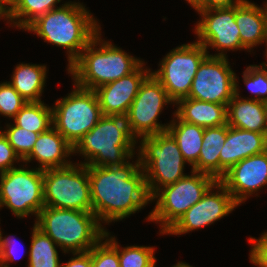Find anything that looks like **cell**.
Masks as SVG:
<instances>
[{
  "label": "cell",
  "mask_w": 267,
  "mask_h": 267,
  "mask_svg": "<svg viewBox=\"0 0 267 267\" xmlns=\"http://www.w3.org/2000/svg\"><path fill=\"white\" fill-rule=\"evenodd\" d=\"M93 213L98 222L123 220L151 201L138 156L135 164L88 166Z\"/></svg>",
  "instance_id": "obj_1"
},
{
  "label": "cell",
  "mask_w": 267,
  "mask_h": 267,
  "mask_svg": "<svg viewBox=\"0 0 267 267\" xmlns=\"http://www.w3.org/2000/svg\"><path fill=\"white\" fill-rule=\"evenodd\" d=\"M66 2L33 21L25 30L67 50L68 67L100 32L99 23L79 2Z\"/></svg>",
  "instance_id": "obj_2"
},
{
  "label": "cell",
  "mask_w": 267,
  "mask_h": 267,
  "mask_svg": "<svg viewBox=\"0 0 267 267\" xmlns=\"http://www.w3.org/2000/svg\"><path fill=\"white\" fill-rule=\"evenodd\" d=\"M100 35L99 32L67 69L74 85L80 88L95 90L131 74L143 63Z\"/></svg>",
  "instance_id": "obj_3"
},
{
  "label": "cell",
  "mask_w": 267,
  "mask_h": 267,
  "mask_svg": "<svg viewBox=\"0 0 267 267\" xmlns=\"http://www.w3.org/2000/svg\"><path fill=\"white\" fill-rule=\"evenodd\" d=\"M136 142L126 117L103 116L73 147V154L80 152L86 166H122L134 156Z\"/></svg>",
  "instance_id": "obj_4"
},
{
  "label": "cell",
  "mask_w": 267,
  "mask_h": 267,
  "mask_svg": "<svg viewBox=\"0 0 267 267\" xmlns=\"http://www.w3.org/2000/svg\"><path fill=\"white\" fill-rule=\"evenodd\" d=\"M35 225L64 253L72 254L88 252L106 232L93 212L48 206L40 210Z\"/></svg>",
  "instance_id": "obj_5"
},
{
  "label": "cell",
  "mask_w": 267,
  "mask_h": 267,
  "mask_svg": "<svg viewBox=\"0 0 267 267\" xmlns=\"http://www.w3.org/2000/svg\"><path fill=\"white\" fill-rule=\"evenodd\" d=\"M139 158L144 170L146 186L150 197L159 189L173 184L186 176L183 173L188 163L172 135L168 132L141 138Z\"/></svg>",
  "instance_id": "obj_6"
},
{
  "label": "cell",
  "mask_w": 267,
  "mask_h": 267,
  "mask_svg": "<svg viewBox=\"0 0 267 267\" xmlns=\"http://www.w3.org/2000/svg\"><path fill=\"white\" fill-rule=\"evenodd\" d=\"M216 182L211 175L191 170V175L159 189L151 197V201L157 198L156 206L146 220L159 222L160 234H165Z\"/></svg>",
  "instance_id": "obj_7"
},
{
  "label": "cell",
  "mask_w": 267,
  "mask_h": 267,
  "mask_svg": "<svg viewBox=\"0 0 267 267\" xmlns=\"http://www.w3.org/2000/svg\"><path fill=\"white\" fill-rule=\"evenodd\" d=\"M74 164L43 170L44 205L93 212L88 166Z\"/></svg>",
  "instance_id": "obj_8"
},
{
  "label": "cell",
  "mask_w": 267,
  "mask_h": 267,
  "mask_svg": "<svg viewBox=\"0 0 267 267\" xmlns=\"http://www.w3.org/2000/svg\"><path fill=\"white\" fill-rule=\"evenodd\" d=\"M74 86L68 96L56 100L52 107L53 127L72 147L103 117L96 92Z\"/></svg>",
  "instance_id": "obj_9"
},
{
  "label": "cell",
  "mask_w": 267,
  "mask_h": 267,
  "mask_svg": "<svg viewBox=\"0 0 267 267\" xmlns=\"http://www.w3.org/2000/svg\"><path fill=\"white\" fill-rule=\"evenodd\" d=\"M6 206L18 218L34 214L44 205L43 170L16 167L0 173V208Z\"/></svg>",
  "instance_id": "obj_10"
},
{
  "label": "cell",
  "mask_w": 267,
  "mask_h": 267,
  "mask_svg": "<svg viewBox=\"0 0 267 267\" xmlns=\"http://www.w3.org/2000/svg\"><path fill=\"white\" fill-rule=\"evenodd\" d=\"M208 52L197 42L182 44L162 59L160 69L151 72L174 103L188 97L194 76Z\"/></svg>",
  "instance_id": "obj_11"
},
{
  "label": "cell",
  "mask_w": 267,
  "mask_h": 267,
  "mask_svg": "<svg viewBox=\"0 0 267 267\" xmlns=\"http://www.w3.org/2000/svg\"><path fill=\"white\" fill-rule=\"evenodd\" d=\"M174 103L161 83L151 73L141 84L139 92L126 115L129 131L137 140L167 131L169 124H160L163 107Z\"/></svg>",
  "instance_id": "obj_12"
},
{
  "label": "cell",
  "mask_w": 267,
  "mask_h": 267,
  "mask_svg": "<svg viewBox=\"0 0 267 267\" xmlns=\"http://www.w3.org/2000/svg\"><path fill=\"white\" fill-rule=\"evenodd\" d=\"M235 76L227 57L207 56L199 65L187 98L227 106L235 95Z\"/></svg>",
  "instance_id": "obj_13"
},
{
  "label": "cell",
  "mask_w": 267,
  "mask_h": 267,
  "mask_svg": "<svg viewBox=\"0 0 267 267\" xmlns=\"http://www.w3.org/2000/svg\"><path fill=\"white\" fill-rule=\"evenodd\" d=\"M196 11L202 16L194 29L198 36L196 42L202 44L206 50L211 47L221 51L214 55L208 53V56L226 57V50H247L241 44L239 28L235 21V5Z\"/></svg>",
  "instance_id": "obj_14"
},
{
  "label": "cell",
  "mask_w": 267,
  "mask_h": 267,
  "mask_svg": "<svg viewBox=\"0 0 267 267\" xmlns=\"http://www.w3.org/2000/svg\"><path fill=\"white\" fill-rule=\"evenodd\" d=\"M215 188L219 191L216 190V192ZM237 206L239 205L225 186L217 181L207 190L202 199L191 206L165 234L181 235L209 226L230 214Z\"/></svg>",
  "instance_id": "obj_15"
},
{
  "label": "cell",
  "mask_w": 267,
  "mask_h": 267,
  "mask_svg": "<svg viewBox=\"0 0 267 267\" xmlns=\"http://www.w3.org/2000/svg\"><path fill=\"white\" fill-rule=\"evenodd\" d=\"M238 205L267 185V150L241 160L219 180Z\"/></svg>",
  "instance_id": "obj_16"
},
{
  "label": "cell",
  "mask_w": 267,
  "mask_h": 267,
  "mask_svg": "<svg viewBox=\"0 0 267 267\" xmlns=\"http://www.w3.org/2000/svg\"><path fill=\"white\" fill-rule=\"evenodd\" d=\"M144 62L131 74L95 89L103 116L126 117L141 84L151 74Z\"/></svg>",
  "instance_id": "obj_17"
},
{
  "label": "cell",
  "mask_w": 267,
  "mask_h": 267,
  "mask_svg": "<svg viewBox=\"0 0 267 267\" xmlns=\"http://www.w3.org/2000/svg\"><path fill=\"white\" fill-rule=\"evenodd\" d=\"M266 150L265 133L247 131L227 125V139L220 151V179L236 163Z\"/></svg>",
  "instance_id": "obj_18"
},
{
  "label": "cell",
  "mask_w": 267,
  "mask_h": 267,
  "mask_svg": "<svg viewBox=\"0 0 267 267\" xmlns=\"http://www.w3.org/2000/svg\"><path fill=\"white\" fill-rule=\"evenodd\" d=\"M71 154L73 147L52 126L38 135L34 148L23 163L28 164L35 159L40 164L37 168L41 170L64 168L72 164V161L66 159Z\"/></svg>",
  "instance_id": "obj_19"
},
{
  "label": "cell",
  "mask_w": 267,
  "mask_h": 267,
  "mask_svg": "<svg viewBox=\"0 0 267 267\" xmlns=\"http://www.w3.org/2000/svg\"><path fill=\"white\" fill-rule=\"evenodd\" d=\"M237 76L235 95L227 105V125L247 131L265 133L267 128V103L240 96Z\"/></svg>",
  "instance_id": "obj_20"
},
{
  "label": "cell",
  "mask_w": 267,
  "mask_h": 267,
  "mask_svg": "<svg viewBox=\"0 0 267 267\" xmlns=\"http://www.w3.org/2000/svg\"><path fill=\"white\" fill-rule=\"evenodd\" d=\"M178 107L175 115L184 122H189L203 128L218 127L227 124V106L182 98L175 103Z\"/></svg>",
  "instance_id": "obj_21"
},
{
  "label": "cell",
  "mask_w": 267,
  "mask_h": 267,
  "mask_svg": "<svg viewBox=\"0 0 267 267\" xmlns=\"http://www.w3.org/2000/svg\"><path fill=\"white\" fill-rule=\"evenodd\" d=\"M265 7H259L248 0L235 5V21L240 32L241 44L249 51L256 45L264 44Z\"/></svg>",
  "instance_id": "obj_22"
},
{
  "label": "cell",
  "mask_w": 267,
  "mask_h": 267,
  "mask_svg": "<svg viewBox=\"0 0 267 267\" xmlns=\"http://www.w3.org/2000/svg\"><path fill=\"white\" fill-rule=\"evenodd\" d=\"M227 139V124L205 128L198 161L191 167L193 171L205 173L220 180V151Z\"/></svg>",
  "instance_id": "obj_23"
},
{
  "label": "cell",
  "mask_w": 267,
  "mask_h": 267,
  "mask_svg": "<svg viewBox=\"0 0 267 267\" xmlns=\"http://www.w3.org/2000/svg\"><path fill=\"white\" fill-rule=\"evenodd\" d=\"M46 71V65L21 63L14 69L12 82H8L27 102H41Z\"/></svg>",
  "instance_id": "obj_24"
},
{
  "label": "cell",
  "mask_w": 267,
  "mask_h": 267,
  "mask_svg": "<svg viewBox=\"0 0 267 267\" xmlns=\"http://www.w3.org/2000/svg\"><path fill=\"white\" fill-rule=\"evenodd\" d=\"M175 117L176 120L169 123L167 131L176 140L184 159L193 166L199 158L205 128L184 122L174 114Z\"/></svg>",
  "instance_id": "obj_25"
},
{
  "label": "cell",
  "mask_w": 267,
  "mask_h": 267,
  "mask_svg": "<svg viewBox=\"0 0 267 267\" xmlns=\"http://www.w3.org/2000/svg\"><path fill=\"white\" fill-rule=\"evenodd\" d=\"M60 2L61 0H16L8 8V23L25 30L37 18L56 9V4Z\"/></svg>",
  "instance_id": "obj_26"
},
{
  "label": "cell",
  "mask_w": 267,
  "mask_h": 267,
  "mask_svg": "<svg viewBox=\"0 0 267 267\" xmlns=\"http://www.w3.org/2000/svg\"><path fill=\"white\" fill-rule=\"evenodd\" d=\"M56 246V243L34 224L28 267H60Z\"/></svg>",
  "instance_id": "obj_27"
},
{
  "label": "cell",
  "mask_w": 267,
  "mask_h": 267,
  "mask_svg": "<svg viewBox=\"0 0 267 267\" xmlns=\"http://www.w3.org/2000/svg\"><path fill=\"white\" fill-rule=\"evenodd\" d=\"M14 125L41 134L53 126L52 108L44 102H28L13 118Z\"/></svg>",
  "instance_id": "obj_28"
},
{
  "label": "cell",
  "mask_w": 267,
  "mask_h": 267,
  "mask_svg": "<svg viewBox=\"0 0 267 267\" xmlns=\"http://www.w3.org/2000/svg\"><path fill=\"white\" fill-rule=\"evenodd\" d=\"M109 234L106 231L104 237L88 251L91 254L92 267H120L118 242Z\"/></svg>",
  "instance_id": "obj_29"
},
{
  "label": "cell",
  "mask_w": 267,
  "mask_h": 267,
  "mask_svg": "<svg viewBox=\"0 0 267 267\" xmlns=\"http://www.w3.org/2000/svg\"><path fill=\"white\" fill-rule=\"evenodd\" d=\"M119 247L118 245L120 267H156L154 247L136 245Z\"/></svg>",
  "instance_id": "obj_30"
},
{
  "label": "cell",
  "mask_w": 267,
  "mask_h": 267,
  "mask_svg": "<svg viewBox=\"0 0 267 267\" xmlns=\"http://www.w3.org/2000/svg\"><path fill=\"white\" fill-rule=\"evenodd\" d=\"M3 134L7 137L15 153L23 161L34 148L38 133L27 131L16 125L7 124Z\"/></svg>",
  "instance_id": "obj_31"
},
{
  "label": "cell",
  "mask_w": 267,
  "mask_h": 267,
  "mask_svg": "<svg viewBox=\"0 0 267 267\" xmlns=\"http://www.w3.org/2000/svg\"><path fill=\"white\" fill-rule=\"evenodd\" d=\"M267 64L261 66L250 65L243 72L244 84L255 97L247 99L259 100L267 103Z\"/></svg>",
  "instance_id": "obj_32"
},
{
  "label": "cell",
  "mask_w": 267,
  "mask_h": 267,
  "mask_svg": "<svg viewBox=\"0 0 267 267\" xmlns=\"http://www.w3.org/2000/svg\"><path fill=\"white\" fill-rule=\"evenodd\" d=\"M28 102L9 82L0 83V114L14 118Z\"/></svg>",
  "instance_id": "obj_33"
},
{
  "label": "cell",
  "mask_w": 267,
  "mask_h": 267,
  "mask_svg": "<svg viewBox=\"0 0 267 267\" xmlns=\"http://www.w3.org/2000/svg\"><path fill=\"white\" fill-rule=\"evenodd\" d=\"M22 161L15 153L7 137L0 131V173L16 168L14 162Z\"/></svg>",
  "instance_id": "obj_34"
},
{
  "label": "cell",
  "mask_w": 267,
  "mask_h": 267,
  "mask_svg": "<svg viewBox=\"0 0 267 267\" xmlns=\"http://www.w3.org/2000/svg\"><path fill=\"white\" fill-rule=\"evenodd\" d=\"M249 242L252 243L250 262L259 267H267V232H264L259 239L250 237Z\"/></svg>",
  "instance_id": "obj_35"
},
{
  "label": "cell",
  "mask_w": 267,
  "mask_h": 267,
  "mask_svg": "<svg viewBox=\"0 0 267 267\" xmlns=\"http://www.w3.org/2000/svg\"><path fill=\"white\" fill-rule=\"evenodd\" d=\"M14 241L17 242L16 239L12 237V235L8 237H3L2 231L0 230V262L4 263L8 267H9V262L11 261L13 262L16 259H20L16 258L20 256H17L16 253L17 251H15L16 250L15 247H17L15 245L17 244Z\"/></svg>",
  "instance_id": "obj_36"
},
{
  "label": "cell",
  "mask_w": 267,
  "mask_h": 267,
  "mask_svg": "<svg viewBox=\"0 0 267 267\" xmlns=\"http://www.w3.org/2000/svg\"><path fill=\"white\" fill-rule=\"evenodd\" d=\"M240 1L241 0H198L192 7L195 10L231 7L237 5Z\"/></svg>",
  "instance_id": "obj_37"
},
{
  "label": "cell",
  "mask_w": 267,
  "mask_h": 267,
  "mask_svg": "<svg viewBox=\"0 0 267 267\" xmlns=\"http://www.w3.org/2000/svg\"><path fill=\"white\" fill-rule=\"evenodd\" d=\"M67 263H61L60 267H92L91 254L89 252L73 253ZM76 256V257H75Z\"/></svg>",
  "instance_id": "obj_38"
},
{
  "label": "cell",
  "mask_w": 267,
  "mask_h": 267,
  "mask_svg": "<svg viewBox=\"0 0 267 267\" xmlns=\"http://www.w3.org/2000/svg\"><path fill=\"white\" fill-rule=\"evenodd\" d=\"M1 18L8 21V9L0 3V19Z\"/></svg>",
  "instance_id": "obj_39"
},
{
  "label": "cell",
  "mask_w": 267,
  "mask_h": 267,
  "mask_svg": "<svg viewBox=\"0 0 267 267\" xmlns=\"http://www.w3.org/2000/svg\"><path fill=\"white\" fill-rule=\"evenodd\" d=\"M15 1L16 0H0V3L8 9L14 4Z\"/></svg>",
  "instance_id": "obj_40"
},
{
  "label": "cell",
  "mask_w": 267,
  "mask_h": 267,
  "mask_svg": "<svg viewBox=\"0 0 267 267\" xmlns=\"http://www.w3.org/2000/svg\"><path fill=\"white\" fill-rule=\"evenodd\" d=\"M265 13H266V20H265V39L264 42L267 43V2L265 3ZM267 46V44H266ZM266 57H267V49H266Z\"/></svg>",
  "instance_id": "obj_41"
},
{
  "label": "cell",
  "mask_w": 267,
  "mask_h": 267,
  "mask_svg": "<svg viewBox=\"0 0 267 267\" xmlns=\"http://www.w3.org/2000/svg\"><path fill=\"white\" fill-rule=\"evenodd\" d=\"M172 267H193L185 262H178L175 266H172Z\"/></svg>",
  "instance_id": "obj_42"
},
{
  "label": "cell",
  "mask_w": 267,
  "mask_h": 267,
  "mask_svg": "<svg viewBox=\"0 0 267 267\" xmlns=\"http://www.w3.org/2000/svg\"><path fill=\"white\" fill-rule=\"evenodd\" d=\"M185 1H188L190 6H193L198 0H185Z\"/></svg>",
  "instance_id": "obj_43"
},
{
  "label": "cell",
  "mask_w": 267,
  "mask_h": 267,
  "mask_svg": "<svg viewBox=\"0 0 267 267\" xmlns=\"http://www.w3.org/2000/svg\"><path fill=\"white\" fill-rule=\"evenodd\" d=\"M0 267H8L7 265H5L4 263L0 262ZM10 267V266H9Z\"/></svg>",
  "instance_id": "obj_44"
},
{
  "label": "cell",
  "mask_w": 267,
  "mask_h": 267,
  "mask_svg": "<svg viewBox=\"0 0 267 267\" xmlns=\"http://www.w3.org/2000/svg\"><path fill=\"white\" fill-rule=\"evenodd\" d=\"M265 136H266V142H267V128H266Z\"/></svg>",
  "instance_id": "obj_45"
}]
</instances>
